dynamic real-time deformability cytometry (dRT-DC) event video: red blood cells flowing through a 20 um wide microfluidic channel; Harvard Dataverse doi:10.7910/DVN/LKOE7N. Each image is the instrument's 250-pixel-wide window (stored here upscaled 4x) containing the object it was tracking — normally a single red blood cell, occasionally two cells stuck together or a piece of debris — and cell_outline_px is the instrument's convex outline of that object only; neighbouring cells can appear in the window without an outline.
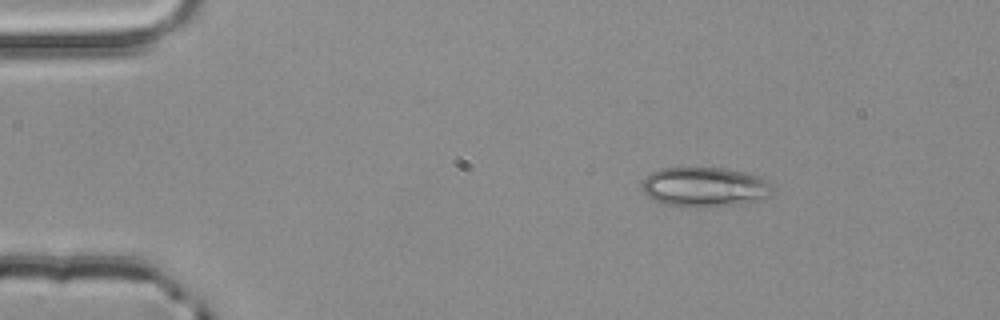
{"species": "common noctule bat (a hibernating species)", "species_latin": "Nyctalus noctula", "temperature_condition": "room temperature", "stored_images_in_passage": 3, "camera_frame_rate_fps": 3000, "um_per_image_px": 0.085, "animal": {"sex": "male", "body_mass_g": 20.4}, "frame": {"image": 1, "passage_image": 1, "time_ms": 0.0, "image_size_px": [1000, 320], "cell_outline_px": [[772, 188], [768, 196], [760, 200], [748, 204], [712, 208], [696, 208], [664, 204], [652, 200], [644, 192], [644, 180], [652, 172], [660, 168], [724, 168], [744, 172], [756, 176], [772, 184]], "centroid_in_image_um": [59.92, 15.93], "position_along_channel_um": 25.1, "area_um2": 30.46}}